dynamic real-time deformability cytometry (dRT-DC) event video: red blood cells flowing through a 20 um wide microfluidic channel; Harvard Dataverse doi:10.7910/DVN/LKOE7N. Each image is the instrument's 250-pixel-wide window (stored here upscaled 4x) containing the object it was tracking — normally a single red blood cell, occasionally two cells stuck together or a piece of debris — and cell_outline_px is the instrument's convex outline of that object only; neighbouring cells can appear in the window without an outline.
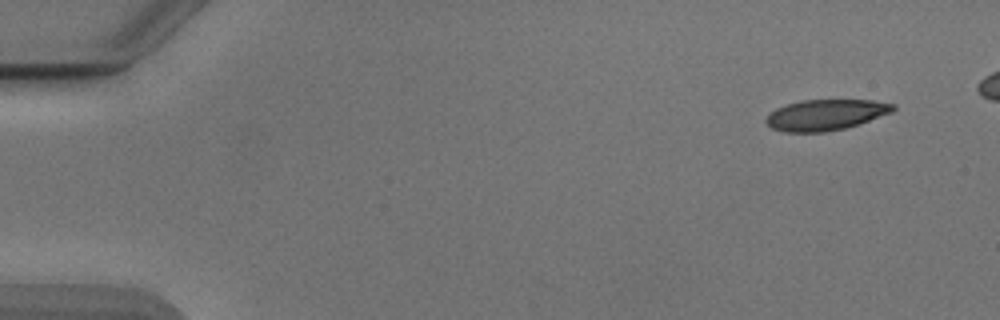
{"species": "Egyptian fruit bat (a non-hibernating species)", "species_latin": "Rousettus aegyptiacus", "temperature_condition": "cold", "stored_images_in_passage": 47, "camera_frame_rate_fps": 3000, "um_per_image_px": 0.085, "animal": {"sex": "male"}, "frame": {"image": 1, "passage_image": 1, "time_ms": 0.0, "image_size_px": [1000, 320], "cell_outline_px": [[896, 108], [892, 112], [860, 124], [844, 128], [824, 132], [784, 132], [772, 128], [764, 120], [768, 112], [776, 108], [800, 100], [872, 100], [896, 104]], "centroid_in_image_um": [70.17, 9.76], "position_along_channel_um": 14.8, "area_um2": 22.95}}
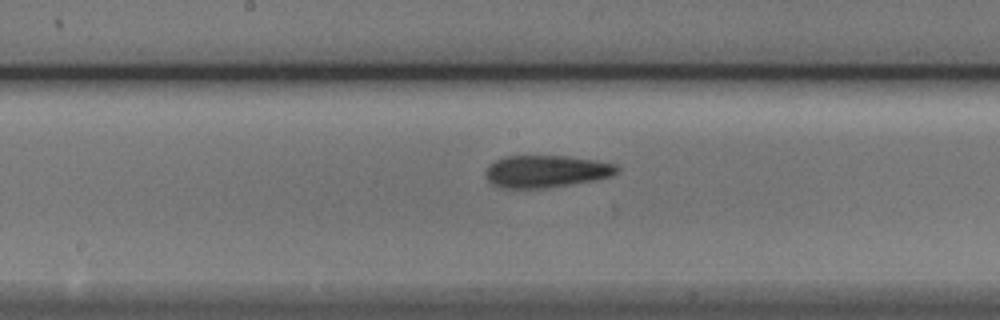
{"frame": {"image": 2, "passage_image": 25, "time_ms": 8.0, "image_size_px": [1000, 320], "cell_outline_px": [[620, 168], [612, 176], [596, 180], [544, 188], [500, 188], [492, 184], [488, 180], [488, 164], [504, 156], [568, 156], [596, 160], [616, 164]], "centroid_in_image_um": [46.45, 14.56], "position_along_channel_um": 201.7, "area_um2": 24.62}}
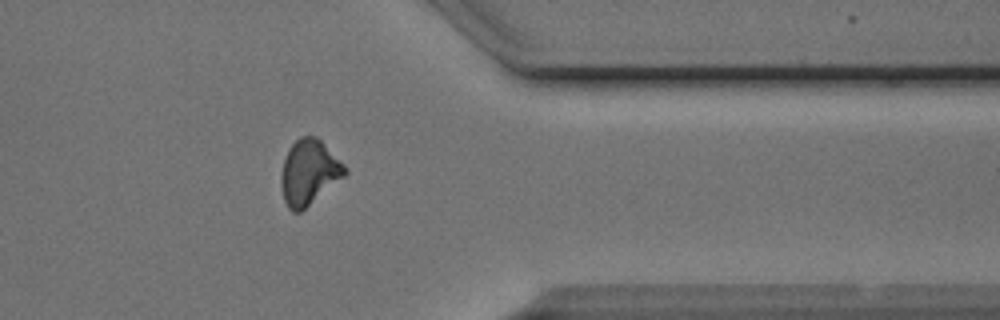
{"frame": {"image": 3, "passage_image": 40, "time_ms": 13.0, "image_size_px": [1000, 320], "cell_outline_px": [[348, 172], [344, 176], [300, 212], [292, 212], [288, 208], [284, 200], [280, 184], [280, 176], [284, 156], [288, 148], [300, 136], [312, 136], [320, 140], [348, 168]], "centroid_in_image_um": [26.23, 14.64], "position_along_channel_um": 385.2, "area_um2": 24.04}, "authors_computed_cell_mechanics": {"area_um2": 24.1604, "velocity_mm_per_s": 3.8901, "shape_relaxation_time_tau1_ms": null, "shape_relaxation_time_tau2_ms": 3.4788, "deformation_change_tau1": null, "deformation_change_tau2": 0.1171}}